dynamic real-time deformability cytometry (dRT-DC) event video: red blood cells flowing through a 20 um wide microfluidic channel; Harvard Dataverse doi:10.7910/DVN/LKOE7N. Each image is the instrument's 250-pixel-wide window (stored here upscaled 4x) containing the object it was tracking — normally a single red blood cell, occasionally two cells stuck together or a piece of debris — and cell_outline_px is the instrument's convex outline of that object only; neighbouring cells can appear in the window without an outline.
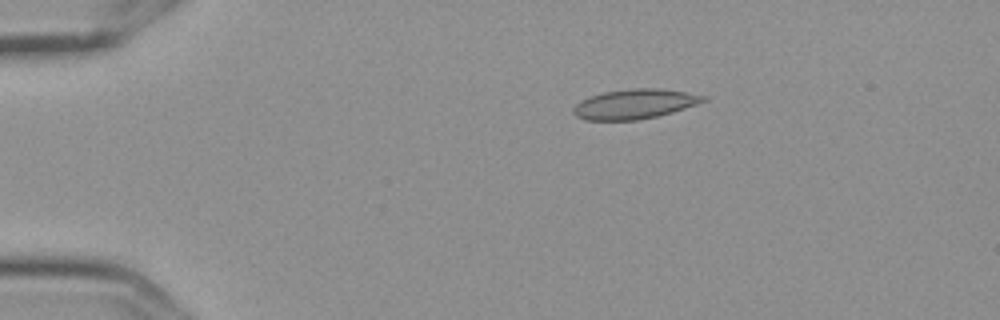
{"species": "Egyptian fruit bat (a non-hibernating species)", "species_latin": "Rousettus aegyptiacus", "temperature_condition": "cold", "stored_images_in_passage": 6, "camera_frame_rate_fps": 3000, "um_per_image_px": 0.085, "frame": {"image": 1, "passage_image": 3, "time_ms": 0.667, "image_size_px": [1000, 320], "cell_outline_px": [[708, 100], [672, 112], [656, 116], [636, 120], [584, 120], [576, 116], [572, 112], [572, 108], [580, 100], [588, 96], [604, 92], [632, 88], [660, 88], [708, 96]], "centroid_in_image_um": [53.91, 8.83], "position_along_channel_um": 31.1, "area_um2": 22.54}}
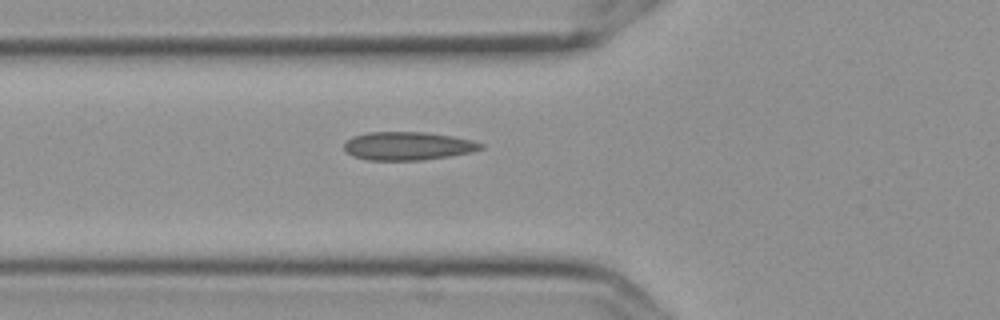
{"frame": {"image": 2, "passage_image": 6, "time_ms": 1.667, "image_size_px": [1000, 320], "cell_outline_px": [[484, 148], [472, 152], [424, 160], [368, 160], [352, 156], [344, 152], [344, 144], [352, 136], [368, 132], [424, 132], [452, 136], [472, 140], [484, 144]], "centroid_in_image_um": [34.65, 12.41], "position_along_channel_um": 91.2, "area_um2": 22.66}}